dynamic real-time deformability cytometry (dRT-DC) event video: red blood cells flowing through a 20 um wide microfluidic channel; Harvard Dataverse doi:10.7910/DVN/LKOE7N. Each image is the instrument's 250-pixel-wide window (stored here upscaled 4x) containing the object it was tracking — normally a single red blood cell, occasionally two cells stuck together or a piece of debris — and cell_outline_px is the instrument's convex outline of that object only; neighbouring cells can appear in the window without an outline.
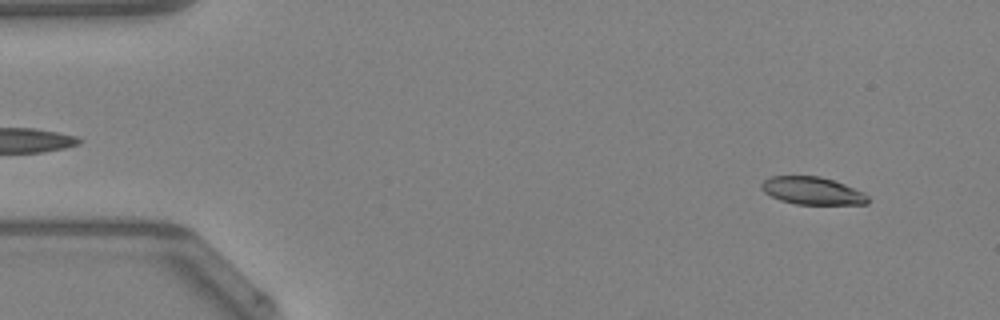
{"species": "Egyptian fruit bat (a non-hibernating species)", "species_latin": "Rousettus aegyptiacus", "temperature_condition": "warm", "stored_images_in_passage": 48, "camera_frame_rate_fps": 3000, "um_per_image_px": 0.085, "animal": {"sex": "female"}, "frame": {"image": 1, "passage_image": 4, "time_ms": 1.0, "image_size_px": [1000, 320], "cell_outline_px": [[868, 204], [796, 204], [780, 200], [764, 192], [760, 188], [760, 184], [764, 180], [772, 176], [820, 176], [844, 184], [864, 192], [868, 196]], "centroid_in_image_um": [69.03, 16.21], "position_along_channel_um": 16.0, "area_um2": 17.05}}
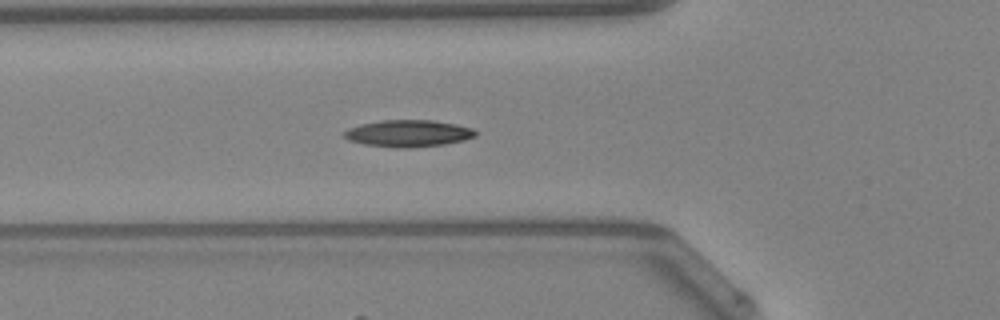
{"frame": {"image": 2, "passage_image": 17, "time_ms": 5.333, "image_size_px": [1000, 320], "cell_outline_px": [[476, 136], [464, 140], [444, 144], [412, 148], [396, 148], [364, 144], [348, 140], [344, 136], [344, 132], [348, 128], [360, 124], [380, 120], [432, 120], [456, 124], [472, 128], [476, 132]], "centroid_in_image_um": [34.69, 11.34], "position_along_channel_um": 91.1, "area_um2": 20.63}}
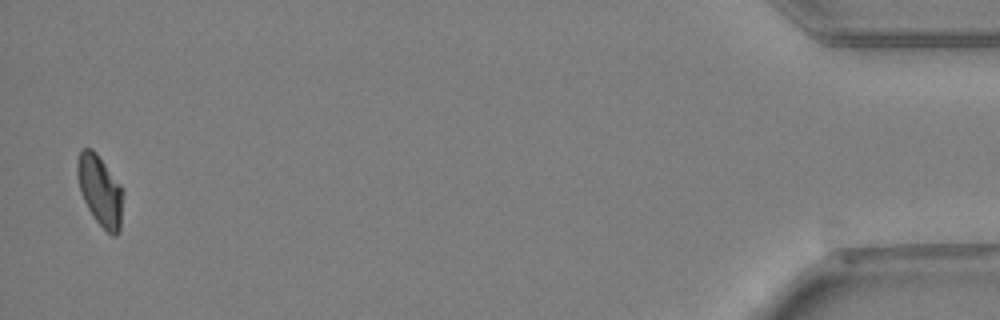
{"frame": {"image": 3, "passage_image": 47, "time_ms": 15.333, "image_size_px": [1000, 320], "cell_outline_px": [[124, 192], [120, 232], [116, 236], [112, 236], [92, 216], [80, 192], [76, 176], [76, 164], [80, 148], [92, 148], [96, 152], [124, 188]], "centroid_in_image_um": [8.51, 16.18], "position_along_channel_um": 426.7, "area_um2": 19.31}}